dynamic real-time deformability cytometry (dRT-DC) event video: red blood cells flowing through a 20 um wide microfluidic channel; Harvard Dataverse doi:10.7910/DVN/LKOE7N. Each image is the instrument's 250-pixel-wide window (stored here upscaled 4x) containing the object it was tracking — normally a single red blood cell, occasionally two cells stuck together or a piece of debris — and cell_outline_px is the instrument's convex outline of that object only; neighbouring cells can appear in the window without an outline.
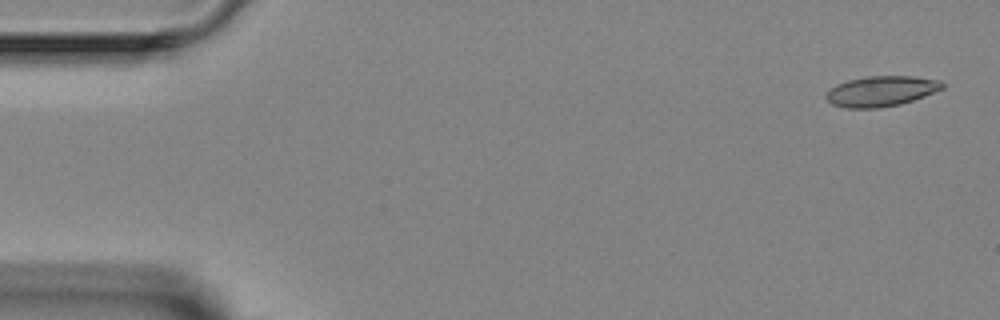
{"species": "Egyptian fruit bat (a non-hibernating species)", "species_latin": "Rousettus aegyptiacus", "temperature_condition": "room temperature", "stored_images_in_passage": 3, "camera_frame_rate_fps": 3000, "um_per_image_px": 0.085, "animal": {"sex": "female"}, "frame": {"image": 1, "passage_image": 1, "time_ms": 0.0, "image_size_px": [1000, 320], "cell_outline_px": [[944, 88], [924, 96], [900, 104], [880, 108], [844, 108], [832, 104], [824, 96], [836, 84], [848, 80], [868, 76], [912, 76], [940, 80], [944, 84]], "centroid_in_image_um": [74.9, 7.75], "position_along_channel_um": 10.1, "area_um2": 20.52}}